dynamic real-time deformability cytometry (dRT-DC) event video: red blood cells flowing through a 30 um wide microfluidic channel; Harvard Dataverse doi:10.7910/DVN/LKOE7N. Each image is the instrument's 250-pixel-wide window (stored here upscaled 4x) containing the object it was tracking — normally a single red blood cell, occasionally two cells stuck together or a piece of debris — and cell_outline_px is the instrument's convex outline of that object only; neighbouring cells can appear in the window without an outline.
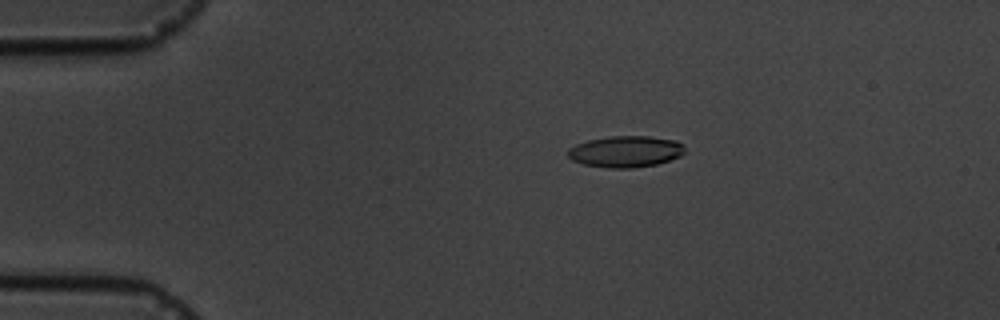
{"species": "common noctule bat (a hibernating species)", "species_latin": "Nyctalus noctula", "temperature_condition": "cold", "stored_images_in_passage": 15, "camera_frame_rate_fps": 3000, "um_per_image_px": 0.085, "animal": {"sex": "male", "body_mass_g": 19.5, "forearm_length_mm": 54.6}, "frame": {"image": 1, "passage_image": 3, "time_ms": 2.333, "image_size_px": [1000, 320], "cell_outline_px": [[684, 152], [680, 156], [656, 164], [632, 168], [608, 168], [584, 164], [572, 160], [568, 156], [568, 148], [576, 144], [588, 140], [608, 136], [648, 136], [676, 140], [684, 144]], "centroid_in_image_um": [53.17, 12.87], "position_along_channel_um": 31.8, "area_um2": 21.39}}
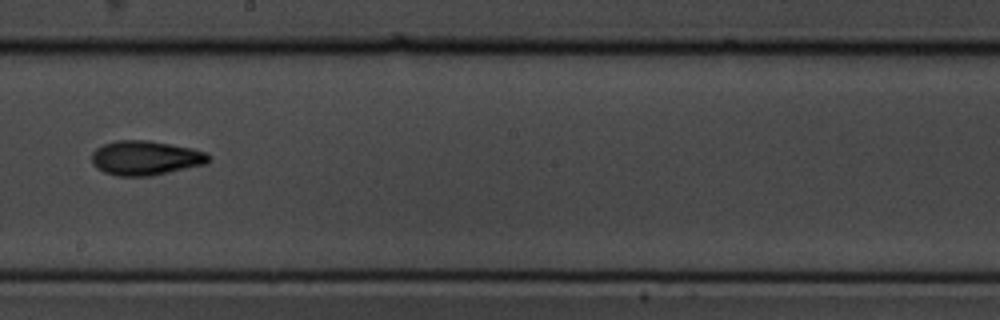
{"frame": {"image": 2, "passage_image": 9, "time_ms": 9.333, "image_size_px": [1000, 320], "cell_outline_px": [[208, 164], [152, 176], [116, 176], [104, 172], [96, 168], [92, 164], [92, 152], [96, 148], [104, 144], [116, 140], [148, 140], [192, 148], [208, 152]], "centroid_in_image_um": [12.37, 13.43], "position_along_channel_um": 235.8, "area_um2": 23.7}}
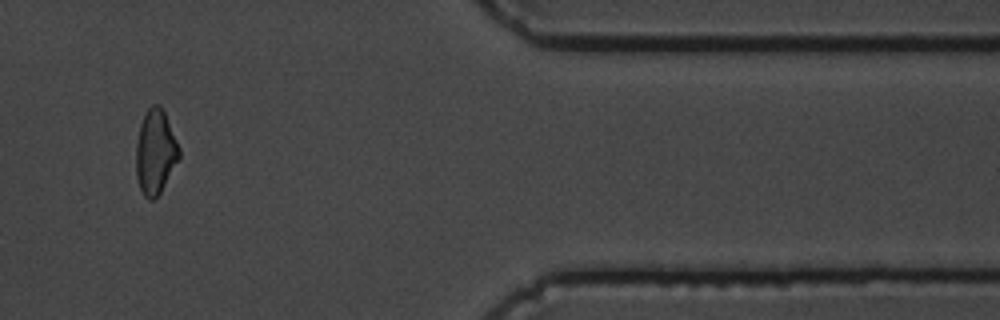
{"frame": {"image": 3, "passage_image": 13, "time_ms": 14.667, "image_size_px": [1000, 320], "cell_outline_px": [[180, 156], [160, 192], [152, 200], [148, 200], [144, 196], [140, 188], [136, 176], [136, 144], [140, 124], [148, 108], [152, 104], [160, 104], [164, 112], [180, 148]], "centroid_in_image_um": [13.19, 12.91], "position_along_channel_um": 398.2, "area_um2": 20.98}, "authors_computed_cell_mechanics": {"area_um2": 21.386, "velocity_mm_per_s": 3.6308, "shape_relaxation_time_tau1_ms": 3.3149, "shape_relaxation_time_tau2_ms": null, "deformation_change_tau1": 0.1289, "deformation_change_tau2": null}}